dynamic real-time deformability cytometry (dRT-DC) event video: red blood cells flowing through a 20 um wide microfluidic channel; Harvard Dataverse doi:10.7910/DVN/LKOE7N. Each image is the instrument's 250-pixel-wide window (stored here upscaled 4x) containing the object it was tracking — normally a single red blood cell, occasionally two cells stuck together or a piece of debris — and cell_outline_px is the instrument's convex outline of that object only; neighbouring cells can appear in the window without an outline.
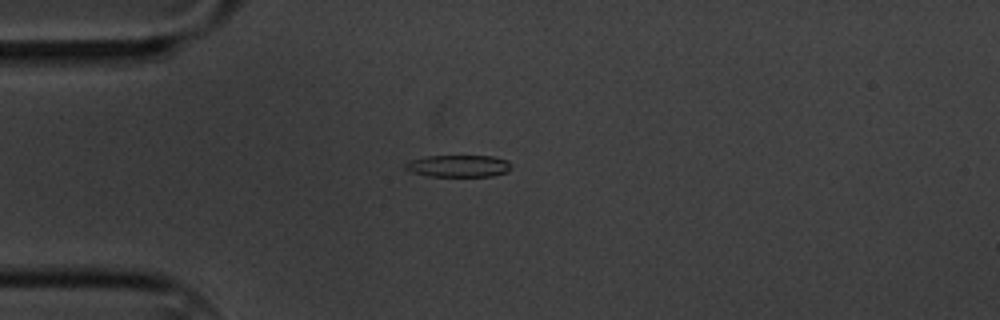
{"species": "common noctule bat (a hibernating species)", "species_latin": "Nyctalus noctula", "temperature_condition": "cold", "stored_images_in_passage": 1, "camera_frame_rate_fps": 3000, "um_per_image_px": 0.085, "animal": {"sex": "male", "body_mass_g": 20.1, "forearm_length_mm": 53.5}, "frame": {"image": 1, "passage_image": 1, "time_ms": 0.0, "image_size_px": [1000, 320], "cell_outline_px": [[512, 168], [508, 172], [492, 176], [428, 176], [412, 172], [404, 168], [404, 164], [412, 160], [424, 156], [492, 156], [508, 160], [512, 164]], "centroid_in_image_um": [39.01, 14.11], "position_along_channel_um": 46.0, "area_um2": 13.7}}